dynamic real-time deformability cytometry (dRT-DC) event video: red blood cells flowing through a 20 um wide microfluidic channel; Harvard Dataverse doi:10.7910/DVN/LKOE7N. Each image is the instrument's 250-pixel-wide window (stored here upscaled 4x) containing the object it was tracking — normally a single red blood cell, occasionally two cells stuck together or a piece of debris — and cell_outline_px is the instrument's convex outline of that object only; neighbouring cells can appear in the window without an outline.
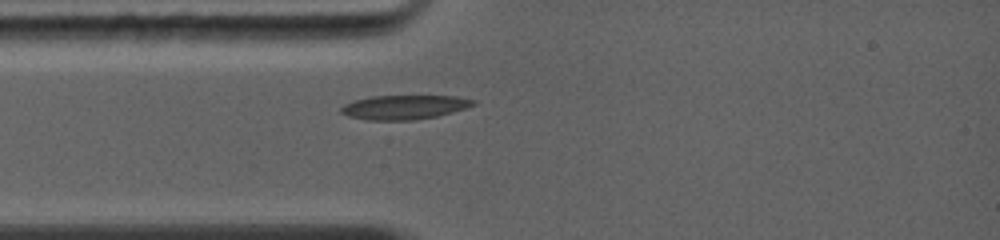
{"species": "common noctule bat (a hibernating species)", "species_latin": "Nyctalus noctula", "temperature_condition": "warm", "stored_images_in_passage": 1, "camera_frame_rate_fps": 5000, "um_per_image_px": 0.085, "animal": {"sex": "female", "body_mass_g": 19.0, "forearm_length_mm": 56.7}, "frame": {"image": 1, "passage_image": 1, "time_ms": 0.0, "image_size_px": [1000, 240], "cell_outline_px": [[476, 104], [452, 112], [436, 116], [412, 120], [364, 120], [348, 116], [340, 112], [340, 108], [344, 104], [352, 100], [372, 96], [456, 96], [476, 100]], "centroid_in_image_um": [34.31, 9.11], "position_along_channel_um": 50.7, "area_um2": 18.67}}